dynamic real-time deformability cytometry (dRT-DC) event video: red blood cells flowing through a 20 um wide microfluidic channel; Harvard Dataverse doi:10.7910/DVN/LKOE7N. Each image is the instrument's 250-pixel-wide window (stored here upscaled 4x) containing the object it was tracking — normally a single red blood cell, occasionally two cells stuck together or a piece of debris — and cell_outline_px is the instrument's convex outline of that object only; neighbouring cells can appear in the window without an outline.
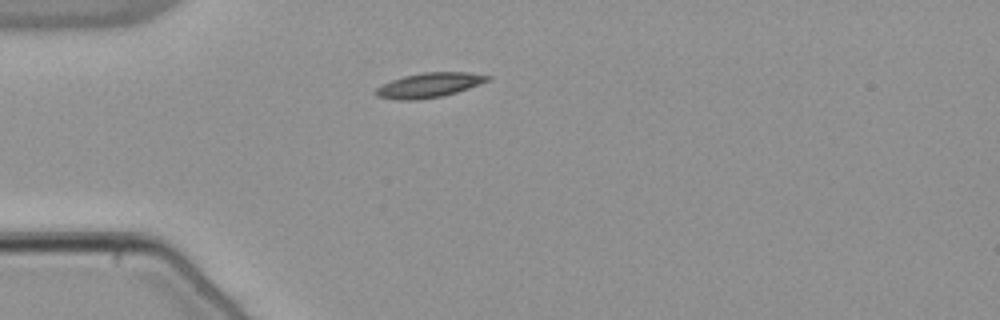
{"species": "common noctule bat (a hibernating species)", "species_latin": "Nyctalus noctula", "temperature_condition": "warm", "stored_images_in_passage": 34, "camera_frame_rate_fps": 3000, "um_per_image_px": 0.085, "animal": {"sex": "male", "body_mass_g": 21.5, "forearm_length_mm": 52.0}, "frame": {"image": 1, "passage_image": 1, "time_ms": 0.0, "image_size_px": [1000, 320], "cell_outline_px": [[492, 76], [488, 80], [480, 84], [456, 92], [440, 96], [416, 100], [396, 100], [376, 96], [372, 92], [376, 88], [392, 80], [404, 76], [424, 72], [468, 72]], "centroid_in_image_um": [36.44, 7.24], "position_along_channel_um": 48.6, "area_um2": 15.95}}
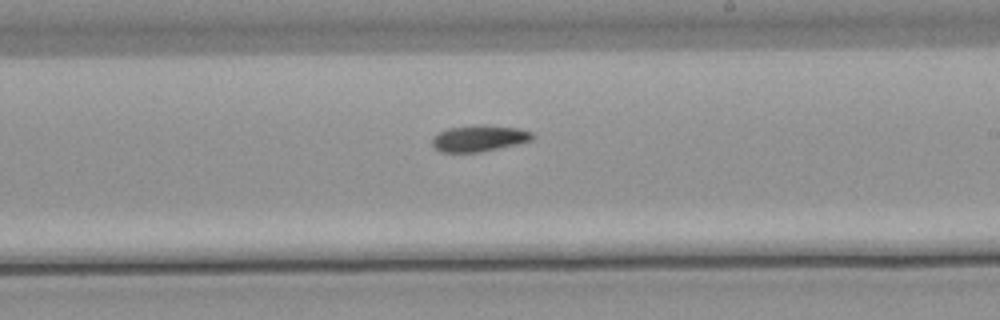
{"frame": {"image": 2, "passage_image": 18, "time_ms": 5.667, "image_size_px": [1000, 320], "cell_outline_px": [[536, 136], [532, 140], [516, 144], [480, 152], [440, 152], [432, 144], [432, 136], [436, 132], [448, 128], [472, 124], [484, 124], [516, 128], [532, 132]], "centroid_in_image_um": [40.69, 11.74], "position_along_channel_um": 248.3, "area_um2": 15.61}}
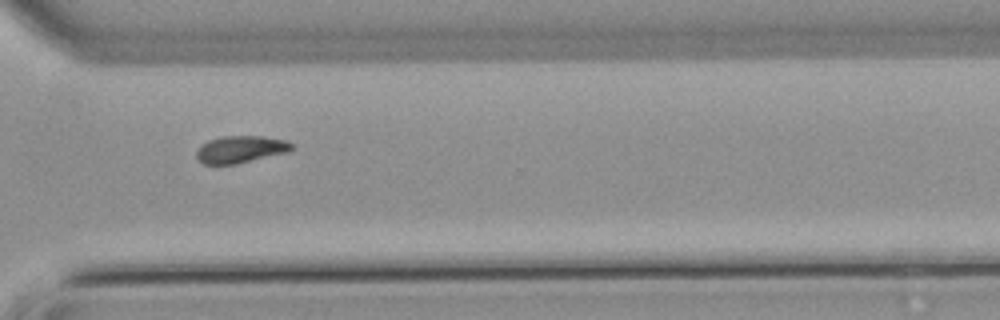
{"frame": {"image": 3, "passage_image": 26, "time_ms": 8.333, "image_size_px": [1000, 320], "cell_outline_px": [[292, 148], [288, 152], [236, 164], [204, 164], [196, 156], [196, 152], [200, 144], [208, 140], [220, 136], [264, 136], [284, 140], [292, 144]], "centroid_in_image_um": [20.41, 12.68], "position_along_channel_um": 350.2, "area_um2": 15.03}}